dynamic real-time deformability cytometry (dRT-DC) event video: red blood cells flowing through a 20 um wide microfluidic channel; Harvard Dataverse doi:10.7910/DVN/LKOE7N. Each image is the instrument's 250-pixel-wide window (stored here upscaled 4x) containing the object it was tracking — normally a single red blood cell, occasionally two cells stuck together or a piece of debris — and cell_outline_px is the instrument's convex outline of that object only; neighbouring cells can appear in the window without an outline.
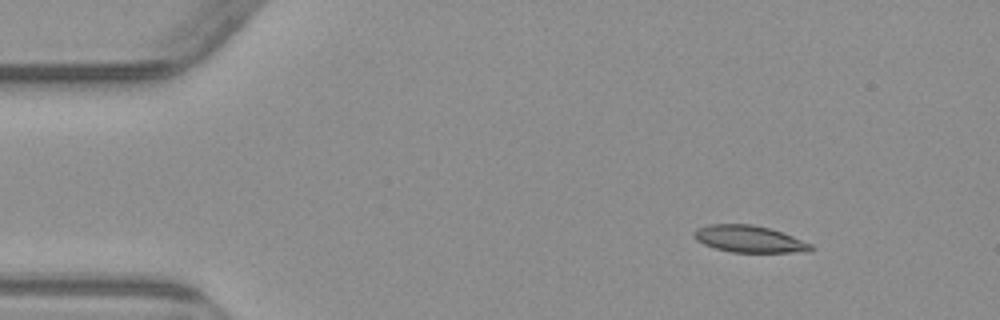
{"species": "common noctule bat (a hibernating species)", "species_latin": "Nyctalus noctula", "temperature_condition": "warm", "stored_images_in_passage": 5, "camera_frame_rate_fps": 3000, "um_per_image_px": 0.085, "animal": {"sex": "male", "body_mass_g": 23.1, "forearm_length_mm": 52.7}, "frame": {"image": 1, "passage_image": 2, "time_ms": 1.333, "image_size_px": [1000, 320], "cell_outline_px": [[812, 248], [808, 252], [732, 252], [716, 248], [704, 244], [696, 240], [692, 232], [696, 228], [708, 224], [752, 224], [768, 228], [792, 236], [812, 244]], "centroid_in_image_um": [63.64, 20.31], "position_along_channel_um": 21.4, "area_um2": 18.15}}
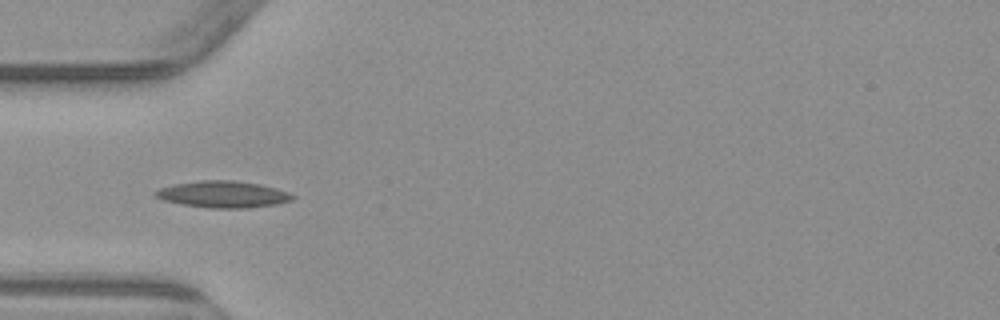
{"frame": {"image": 2, "passage_image": 5, "time_ms": 4.667, "image_size_px": [1000, 320], "cell_outline_px": [[296, 200], [276, 204], [248, 208], [208, 208], [180, 204], [164, 200], [156, 196], [152, 192], [160, 188], [176, 184], [200, 180], [232, 180], [260, 184], [276, 188], [288, 192], [296, 196]], "centroid_in_image_um": [19.0, 16.52], "position_along_channel_um": 66.0, "area_um2": 21.39}}